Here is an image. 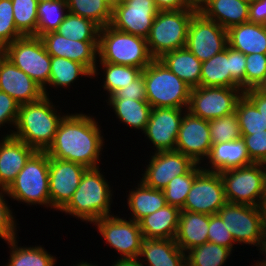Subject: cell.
Instances as JSON below:
<instances>
[{
	"instance_id": "obj_1",
	"label": "cell",
	"mask_w": 266,
	"mask_h": 266,
	"mask_svg": "<svg viewBox=\"0 0 266 266\" xmlns=\"http://www.w3.org/2000/svg\"><path fill=\"white\" fill-rule=\"evenodd\" d=\"M97 122L85 114L66 115L45 151L49 157L97 168L103 137Z\"/></svg>"
},
{
	"instance_id": "obj_2",
	"label": "cell",
	"mask_w": 266,
	"mask_h": 266,
	"mask_svg": "<svg viewBox=\"0 0 266 266\" xmlns=\"http://www.w3.org/2000/svg\"><path fill=\"white\" fill-rule=\"evenodd\" d=\"M49 96H43L40 100L25 103L19 106L16 125L17 131L11 134L13 137L26 143L36 151H46L52 144L61 117L53 110Z\"/></svg>"
},
{
	"instance_id": "obj_3",
	"label": "cell",
	"mask_w": 266,
	"mask_h": 266,
	"mask_svg": "<svg viewBox=\"0 0 266 266\" xmlns=\"http://www.w3.org/2000/svg\"><path fill=\"white\" fill-rule=\"evenodd\" d=\"M97 168H88L69 203L61 210L88 222L110 216L112 199L108 182Z\"/></svg>"
},
{
	"instance_id": "obj_4",
	"label": "cell",
	"mask_w": 266,
	"mask_h": 266,
	"mask_svg": "<svg viewBox=\"0 0 266 266\" xmlns=\"http://www.w3.org/2000/svg\"><path fill=\"white\" fill-rule=\"evenodd\" d=\"M98 56L100 62L146 68L154 58L144 37L115 29L110 24L100 28Z\"/></svg>"
},
{
	"instance_id": "obj_5",
	"label": "cell",
	"mask_w": 266,
	"mask_h": 266,
	"mask_svg": "<svg viewBox=\"0 0 266 266\" xmlns=\"http://www.w3.org/2000/svg\"><path fill=\"white\" fill-rule=\"evenodd\" d=\"M142 74L145 81L146 100L152 108L188 109L191 87L171 72L158 59H154Z\"/></svg>"
},
{
	"instance_id": "obj_6",
	"label": "cell",
	"mask_w": 266,
	"mask_h": 266,
	"mask_svg": "<svg viewBox=\"0 0 266 266\" xmlns=\"http://www.w3.org/2000/svg\"><path fill=\"white\" fill-rule=\"evenodd\" d=\"M197 11L198 9H183L158 12L146 38L154 59L186 46L189 23Z\"/></svg>"
},
{
	"instance_id": "obj_7",
	"label": "cell",
	"mask_w": 266,
	"mask_h": 266,
	"mask_svg": "<svg viewBox=\"0 0 266 266\" xmlns=\"http://www.w3.org/2000/svg\"><path fill=\"white\" fill-rule=\"evenodd\" d=\"M6 190L14 200L50 206L49 155L36 151Z\"/></svg>"
},
{
	"instance_id": "obj_8",
	"label": "cell",
	"mask_w": 266,
	"mask_h": 266,
	"mask_svg": "<svg viewBox=\"0 0 266 266\" xmlns=\"http://www.w3.org/2000/svg\"><path fill=\"white\" fill-rule=\"evenodd\" d=\"M264 165L266 164L252 163L220 172L228 203L260 206L266 189Z\"/></svg>"
},
{
	"instance_id": "obj_9",
	"label": "cell",
	"mask_w": 266,
	"mask_h": 266,
	"mask_svg": "<svg viewBox=\"0 0 266 266\" xmlns=\"http://www.w3.org/2000/svg\"><path fill=\"white\" fill-rule=\"evenodd\" d=\"M2 53L19 69L31 77L46 93L51 73V56L40 37L23 36L8 44Z\"/></svg>"
},
{
	"instance_id": "obj_10",
	"label": "cell",
	"mask_w": 266,
	"mask_h": 266,
	"mask_svg": "<svg viewBox=\"0 0 266 266\" xmlns=\"http://www.w3.org/2000/svg\"><path fill=\"white\" fill-rule=\"evenodd\" d=\"M241 88L205 87L191 88L188 111L205 120L217 119L235 112L243 96Z\"/></svg>"
},
{
	"instance_id": "obj_11",
	"label": "cell",
	"mask_w": 266,
	"mask_h": 266,
	"mask_svg": "<svg viewBox=\"0 0 266 266\" xmlns=\"http://www.w3.org/2000/svg\"><path fill=\"white\" fill-rule=\"evenodd\" d=\"M218 214L235 242L261 247L265 228L258 206L227 202Z\"/></svg>"
},
{
	"instance_id": "obj_12",
	"label": "cell",
	"mask_w": 266,
	"mask_h": 266,
	"mask_svg": "<svg viewBox=\"0 0 266 266\" xmlns=\"http://www.w3.org/2000/svg\"><path fill=\"white\" fill-rule=\"evenodd\" d=\"M227 46V30L197 11L189 23L185 47L204 62L224 51Z\"/></svg>"
},
{
	"instance_id": "obj_13",
	"label": "cell",
	"mask_w": 266,
	"mask_h": 266,
	"mask_svg": "<svg viewBox=\"0 0 266 266\" xmlns=\"http://www.w3.org/2000/svg\"><path fill=\"white\" fill-rule=\"evenodd\" d=\"M226 203L220 173L202 170L195 177L181 210L212 215Z\"/></svg>"
},
{
	"instance_id": "obj_14",
	"label": "cell",
	"mask_w": 266,
	"mask_h": 266,
	"mask_svg": "<svg viewBox=\"0 0 266 266\" xmlns=\"http://www.w3.org/2000/svg\"><path fill=\"white\" fill-rule=\"evenodd\" d=\"M100 234L114 249L120 252L122 258H137L144 239L138 222L115 216H105L96 220Z\"/></svg>"
},
{
	"instance_id": "obj_15",
	"label": "cell",
	"mask_w": 266,
	"mask_h": 266,
	"mask_svg": "<svg viewBox=\"0 0 266 266\" xmlns=\"http://www.w3.org/2000/svg\"><path fill=\"white\" fill-rule=\"evenodd\" d=\"M158 12L153 0H128L113 7L110 25L117 30L147 38Z\"/></svg>"
},
{
	"instance_id": "obj_16",
	"label": "cell",
	"mask_w": 266,
	"mask_h": 266,
	"mask_svg": "<svg viewBox=\"0 0 266 266\" xmlns=\"http://www.w3.org/2000/svg\"><path fill=\"white\" fill-rule=\"evenodd\" d=\"M87 169L79 163L49 157L51 208L61 211L69 203Z\"/></svg>"
},
{
	"instance_id": "obj_17",
	"label": "cell",
	"mask_w": 266,
	"mask_h": 266,
	"mask_svg": "<svg viewBox=\"0 0 266 266\" xmlns=\"http://www.w3.org/2000/svg\"><path fill=\"white\" fill-rule=\"evenodd\" d=\"M185 114L180 123L175 151L181 152L196 164H200L203 157L209 156L213 144L209 121L196 117L189 111Z\"/></svg>"
},
{
	"instance_id": "obj_18",
	"label": "cell",
	"mask_w": 266,
	"mask_h": 266,
	"mask_svg": "<svg viewBox=\"0 0 266 266\" xmlns=\"http://www.w3.org/2000/svg\"><path fill=\"white\" fill-rule=\"evenodd\" d=\"M196 163L178 151L155 152L141 181L154 189L163 190L170 180L187 174Z\"/></svg>"
},
{
	"instance_id": "obj_19",
	"label": "cell",
	"mask_w": 266,
	"mask_h": 266,
	"mask_svg": "<svg viewBox=\"0 0 266 266\" xmlns=\"http://www.w3.org/2000/svg\"><path fill=\"white\" fill-rule=\"evenodd\" d=\"M40 38L50 56L67 58L81 63L92 73L93 77L97 74L96 56L98 55L99 41H75L56 31L46 33Z\"/></svg>"
},
{
	"instance_id": "obj_20",
	"label": "cell",
	"mask_w": 266,
	"mask_h": 266,
	"mask_svg": "<svg viewBox=\"0 0 266 266\" xmlns=\"http://www.w3.org/2000/svg\"><path fill=\"white\" fill-rule=\"evenodd\" d=\"M182 110L168 107L152 108L144 133L156 147L155 152L175 150Z\"/></svg>"
},
{
	"instance_id": "obj_21",
	"label": "cell",
	"mask_w": 266,
	"mask_h": 266,
	"mask_svg": "<svg viewBox=\"0 0 266 266\" xmlns=\"http://www.w3.org/2000/svg\"><path fill=\"white\" fill-rule=\"evenodd\" d=\"M0 91L20 105L38 101L44 96L43 89L3 53L0 54Z\"/></svg>"
},
{
	"instance_id": "obj_22",
	"label": "cell",
	"mask_w": 266,
	"mask_h": 266,
	"mask_svg": "<svg viewBox=\"0 0 266 266\" xmlns=\"http://www.w3.org/2000/svg\"><path fill=\"white\" fill-rule=\"evenodd\" d=\"M1 141L0 187L7 189L36 150L12 135L3 137Z\"/></svg>"
},
{
	"instance_id": "obj_23",
	"label": "cell",
	"mask_w": 266,
	"mask_h": 266,
	"mask_svg": "<svg viewBox=\"0 0 266 266\" xmlns=\"http://www.w3.org/2000/svg\"><path fill=\"white\" fill-rule=\"evenodd\" d=\"M249 6V0H205L198 11L228 30L248 21Z\"/></svg>"
},
{
	"instance_id": "obj_24",
	"label": "cell",
	"mask_w": 266,
	"mask_h": 266,
	"mask_svg": "<svg viewBox=\"0 0 266 266\" xmlns=\"http://www.w3.org/2000/svg\"><path fill=\"white\" fill-rule=\"evenodd\" d=\"M209 214L181 210L175 242L187 252L208 242Z\"/></svg>"
},
{
	"instance_id": "obj_25",
	"label": "cell",
	"mask_w": 266,
	"mask_h": 266,
	"mask_svg": "<svg viewBox=\"0 0 266 266\" xmlns=\"http://www.w3.org/2000/svg\"><path fill=\"white\" fill-rule=\"evenodd\" d=\"M212 169L203 168L205 171L221 172L223 170L238 168L254 163L247 152L245 142L242 138L212 144L209 156Z\"/></svg>"
},
{
	"instance_id": "obj_26",
	"label": "cell",
	"mask_w": 266,
	"mask_h": 266,
	"mask_svg": "<svg viewBox=\"0 0 266 266\" xmlns=\"http://www.w3.org/2000/svg\"><path fill=\"white\" fill-rule=\"evenodd\" d=\"M228 46L248 54H266V25L245 22L227 30Z\"/></svg>"
},
{
	"instance_id": "obj_27",
	"label": "cell",
	"mask_w": 266,
	"mask_h": 266,
	"mask_svg": "<svg viewBox=\"0 0 266 266\" xmlns=\"http://www.w3.org/2000/svg\"><path fill=\"white\" fill-rule=\"evenodd\" d=\"M180 209L169 204L145 216L138 223L144 238L175 239Z\"/></svg>"
},
{
	"instance_id": "obj_28",
	"label": "cell",
	"mask_w": 266,
	"mask_h": 266,
	"mask_svg": "<svg viewBox=\"0 0 266 266\" xmlns=\"http://www.w3.org/2000/svg\"><path fill=\"white\" fill-rule=\"evenodd\" d=\"M143 256L148 266H187L186 254L175 239L144 238L138 258Z\"/></svg>"
},
{
	"instance_id": "obj_29",
	"label": "cell",
	"mask_w": 266,
	"mask_h": 266,
	"mask_svg": "<svg viewBox=\"0 0 266 266\" xmlns=\"http://www.w3.org/2000/svg\"><path fill=\"white\" fill-rule=\"evenodd\" d=\"M158 60L191 88L200 86L202 62L186 47L164 53Z\"/></svg>"
},
{
	"instance_id": "obj_30",
	"label": "cell",
	"mask_w": 266,
	"mask_h": 266,
	"mask_svg": "<svg viewBox=\"0 0 266 266\" xmlns=\"http://www.w3.org/2000/svg\"><path fill=\"white\" fill-rule=\"evenodd\" d=\"M129 193L128 206L133 214L132 220L135 222L167 205L163 190L151 188L142 181L136 190Z\"/></svg>"
},
{
	"instance_id": "obj_31",
	"label": "cell",
	"mask_w": 266,
	"mask_h": 266,
	"mask_svg": "<svg viewBox=\"0 0 266 266\" xmlns=\"http://www.w3.org/2000/svg\"><path fill=\"white\" fill-rule=\"evenodd\" d=\"M200 86L231 88L230 47L202 62Z\"/></svg>"
},
{
	"instance_id": "obj_32",
	"label": "cell",
	"mask_w": 266,
	"mask_h": 266,
	"mask_svg": "<svg viewBox=\"0 0 266 266\" xmlns=\"http://www.w3.org/2000/svg\"><path fill=\"white\" fill-rule=\"evenodd\" d=\"M108 105H111L116 116L120 121L134 127V129H146L150 118L152 107L147 100H131V99H108Z\"/></svg>"
},
{
	"instance_id": "obj_33",
	"label": "cell",
	"mask_w": 266,
	"mask_h": 266,
	"mask_svg": "<svg viewBox=\"0 0 266 266\" xmlns=\"http://www.w3.org/2000/svg\"><path fill=\"white\" fill-rule=\"evenodd\" d=\"M67 11L71 14L89 19L100 28L112 20L111 0H66Z\"/></svg>"
},
{
	"instance_id": "obj_34",
	"label": "cell",
	"mask_w": 266,
	"mask_h": 266,
	"mask_svg": "<svg viewBox=\"0 0 266 266\" xmlns=\"http://www.w3.org/2000/svg\"><path fill=\"white\" fill-rule=\"evenodd\" d=\"M99 31L100 27L91 20L68 11L56 30L57 33L75 41H99Z\"/></svg>"
},
{
	"instance_id": "obj_35",
	"label": "cell",
	"mask_w": 266,
	"mask_h": 266,
	"mask_svg": "<svg viewBox=\"0 0 266 266\" xmlns=\"http://www.w3.org/2000/svg\"><path fill=\"white\" fill-rule=\"evenodd\" d=\"M51 73L49 86H70L79 75L92 76V73L81 63L62 57L51 56Z\"/></svg>"
},
{
	"instance_id": "obj_36",
	"label": "cell",
	"mask_w": 266,
	"mask_h": 266,
	"mask_svg": "<svg viewBox=\"0 0 266 266\" xmlns=\"http://www.w3.org/2000/svg\"><path fill=\"white\" fill-rule=\"evenodd\" d=\"M11 245L10 260L7 266H54L55 257L48 254L44 248L35 247H18L16 237L7 240Z\"/></svg>"
},
{
	"instance_id": "obj_37",
	"label": "cell",
	"mask_w": 266,
	"mask_h": 266,
	"mask_svg": "<svg viewBox=\"0 0 266 266\" xmlns=\"http://www.w3.org/2000/svg\"><path fill=\"white\" fill-rule=\"evenodd\" d=\"M231 251L230 248L206 242L187 251L189 255H186V264L187 266H222Z\"/></svg>"
},
{
	"instance_id": "obj_38",
	"label": "cell",
	"mask_w": 266,
	"mask_h": 266,
	"mask_svg": "<svg viewBox=\"0 0 266 266\" xmlns=\"http://www.w3.org/2000/svg\"><path fill=\"white\" fill-rule=\"evenodd\" d=\"M65 9H68L66 0L38 3L37 37L56 31L67 14Z\"/></svg>"
},
{
	"instance_id": "obj_39",
	"label": "cell",
	"mask_w": 266,
	"mask_h": 266,
	"mask_svg": "<svg viewBox=\"0 0 266 266\" xmlns=\"http://www.w3.org/2000/svg\"><path fill=\"white\" fill-rule=\"evenodd\" d=\"M103 69L105 68V81L103 88L109 93V97L116 91L122 89L131 82L135 81L141 74L143 69L135 66H125L107 62H100Z\"/></svg>"
},
{
	"instance_id": "obj_40",
	"label": "cell",
	"mask_w": 266,
	"mask_h": 266,
	"mask_svg": "<svg viewBox=\"0 0 266 266\" xmlns=\"http://www.w3.org/2000/svg\"><path fill=\"white\" fill-rule=\"evenodd\" d=\"M15 27L23 36L37 37L38 1L12 0Z\"/></svg>"
},
{
	"instance_id": "obj_41",
	"label": "cell",
	"mask_w": 266,
	"mask_h": 266,
	"mask_svg": "<svg viewBox=\"0 0 266 266\" xmlns=\"http://www.w3.org/2000/svg\"><path fill=\"white\" fill-rule=\"evenodd\" d=\"M198 165L196 164L187 174L178 175L170 180L163 189L167 204L178 207L180 210L184 207L195 177L203 170V167H197Z\"/></svg>"
},
{
	"instance_id": "obj_42",
	"label": "cell",
	"mask_w": 266,
	"mask_h": 266,
	"mask_svg": "<svg viewBox=\"0 0 266 266\" xmlns=\"http://www.w3.org/2000/svg\"><path fill=\"white\" fill-rule=\"evenodd\" d=\"M235 112L238 116L241 134H254L266 130V118L244 94L238 100Z\"/></svg>"
},
{
	"instance_id": "obj_43",
	"label": "cell",
	"mask_w": 266,
	"mask_h": 266,
	"mask_svg": "<svg viewBox=\"0 0 266 266\" xmlns=\"http://www.w3.org/2000/svg\"><path fill=\"white\" fill-rule=\"evenodd\" d=\"M210 137L213 144L242 138L236 112L209 120Z\"/></svg>"
},
{
	"instance_id": "obj_44",
	"label": "cell",
	"mask_w": 266,
	"mask_h": 266,
	"mask_svg": "<svg viewBox=\"0 0 266 266\" xmlns=\"http://www.w3.org/2000/svg\"><path fill=\"white\" fill-rule=\"evenodd\" d=\"M266 86V54L246 55L245 91Z\"/></svg>"
},
{
	"instance_id": "obj_45",
	"label": "cell",
	"mask_w": 266,
	"mask_h": 266,
	"mask_svg": "<svg viewBox=\"0 0 266 266\" xmlns=\"http://www.w3.org/2000/svg\"><path fill=\"white\" fill-rule=\"evenodd\" d=\"M23 37L15 27L12 0H0V48Z\"/></svg>"
},
{
	"instance_id": "obj_46",
	"label": "cell",
	"mask_w": 266,
	"mask_h": 266,
	"mask_svg": "<svg viewBox=\"0 0 266 266\" xmlns=\"http://www.w3.org/2000/svg\"><path fill=\"white\" fill-rule=\"evenodd\" d=\"M208 242L233 250L235 241L218 213L209 215Z\"/></svg>"
},
{
	"instance_id": "obj_47",
	"label": "cell",
	"mask_w": 266,
	"mask_h": 266,
	"mask_svg": "<svg viewBox=\"0 0 266 266\" xmlns=\"http://www.w3.org/2000/svg\"><path fill=\"white\" fill-rule=\"evenodd\" d=\"M248 155L254 163L266 164V130L254 134H241Z\"/></svg>"
},
{
	"instance_id": "obj_48",
	"label": "cell",
	"mask_w": 266,
	"mask_h": 266,
	"mask_svg": "<svg viewBox=\"0 0 266 266\" xmlns=\"http://www.w3.org/2000/svg\"><path fill=\"white\" fill-rule=\"evenodd\" d=\"M231 88H241L245 92L246 55L230 47Z\"/></svg>"
},
{
	"instance_id": "obj_49",
	"label": "cell",
	"mask_w": 266,
	"mask_h": 266,
	"mask_svg": "<svg viewBox=\"0 0 266 266\" xmlns=\"http://www.w3.org/2000/svg\"><path fill=\"white\" fill-rule=\"evenodd\" d=\"M0 237L5 241L13 239L16 235V223L14 217L9 209L8 205L5 203L4 194H8L7 190L3 187H0Z\"/></svg>"
},
{
	"instance_id": "obj_50",
	"label": "cell",
	"mask_w": 266,
	"mask_h": 266,
	"mask_svg": "<svg viewBox=\"0 0 266 266\" xmlns=\"http://www.w3.org/2000/svg\"><path fill=\"white\" fill-rule=\"evenodd\" d=\"M109 99L146 100L144 76L141 74L128 86L116 91Z\"/></svg>"
},
{
	"instance_id": "obj_51",
	"label": "cell",
	"mask_w": 266,
	"mask_h": 266,
	"mask_svg": "<svg viewBox=\"0 0 266 266\" xmlns=\"http://www.w3.org/2000/svg\"><path fill=\"white\" fill-rule=\"evenodd\" d=\"M20 104L7 93L0 91V127L4 123L16 125Z\"/></svg>"
},
{
	"instance_id": "obj_52",
	"label": "cell",
	"mask_w": 266,
	"mask_h": 266,
	"mask_svg": "<svg viewBox=\"0 0 266 266\" xmlns=\"http://www.w3.org/2000/svg\"><path fill=\"white\" fill-rule=\"evenodd\" d=\"M248 21L266 25V0L250 1Z\"/></svg>"
},
{
	"instance_id": "obj_53",
	"label": "cell",
	"mask_w": 266,
	"mask_h": 266,
	"mask_svg": "<svg viewBox=\"0 0 266 266\" xmlns=\"http://www.w3.org/2000/svg\"><path fill=\"white\" fill-rule=\"evenodd\" d=\"M244 95L256 106L260 114L266 118V89L252 88L246 90Z\"/></svg>"
},
{
	"instance_id": "obj_54",
	"label": "cell",
	"mask_w": 266,
	"mask_h": 266,
	"mask_svg": "<svg viewBox=\"0 0 266 266\" xmlns=\"http://www.w3.org/2000/svg\"><path fill=\"white\" fill-rule=\"evenodd\" d=\"M159 11L198 9L190 0H153Z\"/></svg>"
},
{
	"instance_id": "obj_55",
	"label": "cell",
	"mask_w": 266,
	"mask_h": 266,
	"mask_svg": "<svg viewBox=\"0 0 266 266\" xmlns=\"http://www.w3.org/2000/svg\"><path fill=\"white\" fill-rule=\"evenodd\" d=\"M137 258H120L112 266H144Z\"/></svg>"
},
{
	"instance_id": "obj_56",
	"label": "cell",
	"mask_w": 266,
	"mask_h": 266,
	"mask_svg": "<svg viewBox=\"0 0 266 266\" xmlns=\"http://www.w3.org/2000/svg\"><path fill=\"white\" fill-rule=\"evenodd\" d=\"M259 208H260V211H261L264 228H266V189H265V193H264V195L262 197V200H261Z\"/></svg>"
},
{
	"instance_id": "obj_57",
	"label": "cell",
	"mask_w": 266,
	"mask_h": 266,
	"mask_svg": "<svg viewBox=\"0 0 266 266\" xmlns=\"http://www.w3.org/2000/svg\"><path fill=\"white\" fill-rule=\"evenodd\" d=\"M260 250L262 252L265 251V255H266V228L264 229V236H263V240H262V244H261Z\"/></svg>"
},
{
	"instance_id": "obj_58",
	"label": "cell",
	"mask_w": 266,
	"mask_h": 266,
	"mask_svg": "<svg viewBox=\"0 0 266 266\" xmlns=\"http://www.w3.org/2000/svg\"><path fill=\"white\" fill-rule=\"evenodd\" d=\"M128 0H111V6L114 7L117 4L124 3Z\"/></svg>"
},
{
	"instance_id": "obj_59",
	"label": "cell",
	"mask_w": 266,
	"mask_h": 266,
	"mask_svg": "<svg viewBox=\"0 0 266 266\" xmlns=\"http://www.w3.org/2000/svg\"><path fill=\"white\" fill-rule=\"evenodd\" d=\"M191 1V3L194 5V6H196V7H198L203 1H205V0H190Z\"/></svg>"
},
{
	"instance_id": "obj_60",
	"label": "cell",
	"mask_w": 266,
	"mask_h": 266,
	"mask_svg": "<svg viewBox=\"0 0 266 266\" xmlns=\"http://www.w3.org/2000/svg\"><path fill=\"white\" fill-rule=\"evenodd\" d=\"M77 266H97V265H92L90 263H87V262H81L80 264H77Z\"/></svg>"
},
{
	"instance_id": "obj_61",
	"label": "cell",
	"mask_w": 266,
	"mask_h": 266,
	"mask_svg": "<svg viewBox=\"0 0 266 266\" xmlns=\"http://www.w3.org/2000/svg\"><path fill=\"white\" fill-rule=\"evenodd\" d=\"M257 265L256 266H266V259L261 261L259 264L256 263Z\"/></svg>"
},
{
	"instance_id": "obj_62",
	"label": "cell",
	"mask_w": 266,
	"mask_h": 266,
	"mask_svg": "<svg viewBox=\"0 0 266 266\" xmlns=\"http://www.w3.org/2000/svg\"><path fill=\"white\" fill-rule=\"evenodd\" d=\"M38 3L47 2V1H55V0H37Z\"/></svg>"
}]
</instances>
